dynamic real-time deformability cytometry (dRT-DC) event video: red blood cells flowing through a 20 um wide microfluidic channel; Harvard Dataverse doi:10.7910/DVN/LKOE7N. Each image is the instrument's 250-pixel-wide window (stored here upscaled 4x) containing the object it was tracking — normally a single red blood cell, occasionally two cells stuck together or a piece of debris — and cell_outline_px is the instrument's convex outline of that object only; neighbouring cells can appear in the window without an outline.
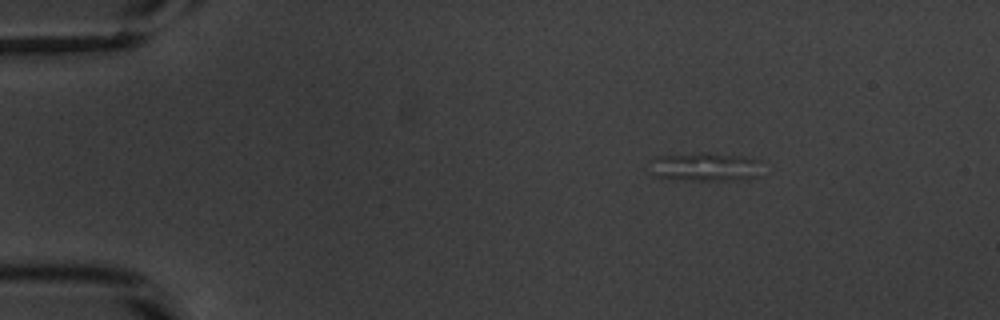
{"species": "common noctule bat (a hibernating species)", "species_latin": "Nyctalus noctula", "temperature_condition": "warm", "stored_images_in_passage": 11, "camera_frame_rate_fps": 3000, "um_per_image_px": 0.085, "animal": {"sex": "male", "body_mass_g": 20.1, "forearm_length_mm": 53.5}, "frame": {"image": 1, "passage_image": 1, "time_ms": 0.0, "image_size_px": [1000, 320], "cell_outline_px": [[760, 176], [748, 180], [692, 180], [652, 176], [652, 160], [656, 156], [700, 152], [708, 152], [740, 156], [756, 160]], "centroid_in_image_um": [59.93, 14.18], "position_along_channel_um": 25.1, "area_um2": 18.67}}
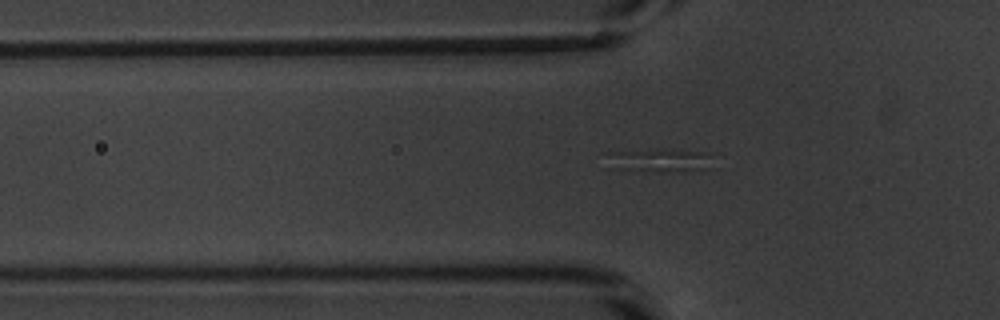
{"frame": {"image": 2, "passage_image": 11, "time_ms": 3.333, "image_size_px": [1000, 320], "cell_outline_px": [[708, 156], [704, 168], [660, 172], [612, 168], [608, 152], [656, 148], [672, 148], [708, 152]], "centroid_in_image_um": [55.98, 13.57], "position_along_channel_um": 69.8, "area_um2": 14.16}}